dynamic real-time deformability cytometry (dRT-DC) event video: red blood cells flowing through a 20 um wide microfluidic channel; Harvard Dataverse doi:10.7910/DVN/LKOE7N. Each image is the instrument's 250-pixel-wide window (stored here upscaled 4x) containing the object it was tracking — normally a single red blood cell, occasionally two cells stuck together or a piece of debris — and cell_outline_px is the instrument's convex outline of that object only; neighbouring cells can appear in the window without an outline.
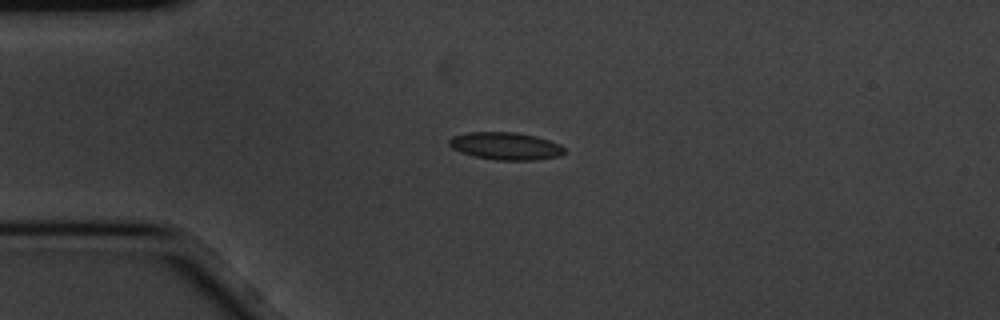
{"species": "common noctule bat (a hibernating species)", "species_latin": "Nyctalus noctula", "temperature_condition": "cold", "stored_images_in_passage": 5, "camera_frame_rate_fps": 3000, "um_per_image_px": 0.085, "animal": {"sex": "male", "body_mass_g": 20.1, "forearm_length_mm": 53.5}, "frame": {"image": 1, "passage_image": 1, "time_ms": 0.0, "image_size_px": [1000, 320], "cell_outline_px": [[564, 152], [560, 156], [532, 160], [496, 160], [476, 156], [460, 152], [452, 148], [448, 144], [448, 140], [452, 136], [468, 132], [516, 132], [536, 136], [560, 144], [564, 148]], "centroid_in_image_um": [42.96, 12.4], "position_along_channel_um": 42.0, "area_um2": 18.44}}
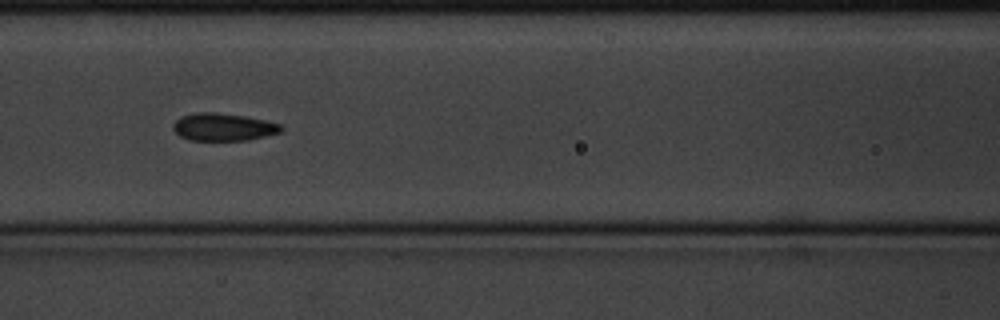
{"frame": {"image": 2, "passage_image": 4, "time_ms": 1.0, "image_size_px": [1000, 320], "cell_outline_px": [[284, 128], [280, 132], [248, 140], [188, 140], [180, 136], [172, 128], [172, 124], [180, 116], [196, 112], [216, 112], [244, 116], [264, 120], [280, 124]], "centroid_in_image_um": [18.94, 10.79], "position_along_channel_um": 147.7, "area_um2": 17.34}}
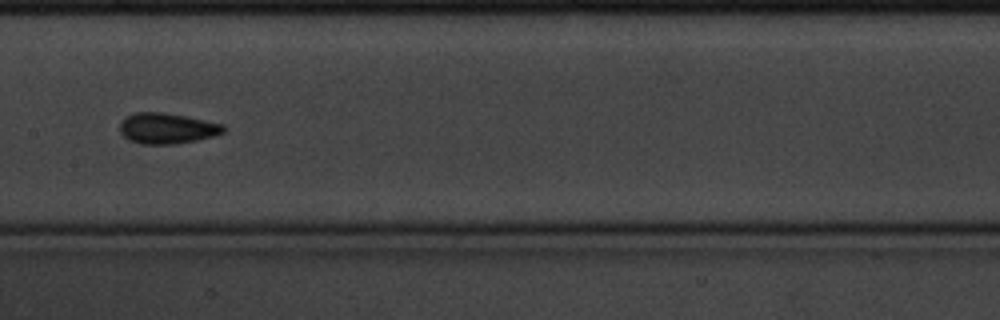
{"frame": {"image": 3, "passage_image": 5, "time_ms": 1.333, "image_size_px": [1000, 320], "cell_outline_px": [[224, 132], [212, 136], [196, 140], [176, 144], [140, 144], [128, 140], [120, 132], [120, 120], [136, 112], [160, 112], [184, 116], [224, 124]], "centroid_in_image_um": [14.16, 10.92], "position_along_channel_um": 193.2, "area_um2": 18.44}}